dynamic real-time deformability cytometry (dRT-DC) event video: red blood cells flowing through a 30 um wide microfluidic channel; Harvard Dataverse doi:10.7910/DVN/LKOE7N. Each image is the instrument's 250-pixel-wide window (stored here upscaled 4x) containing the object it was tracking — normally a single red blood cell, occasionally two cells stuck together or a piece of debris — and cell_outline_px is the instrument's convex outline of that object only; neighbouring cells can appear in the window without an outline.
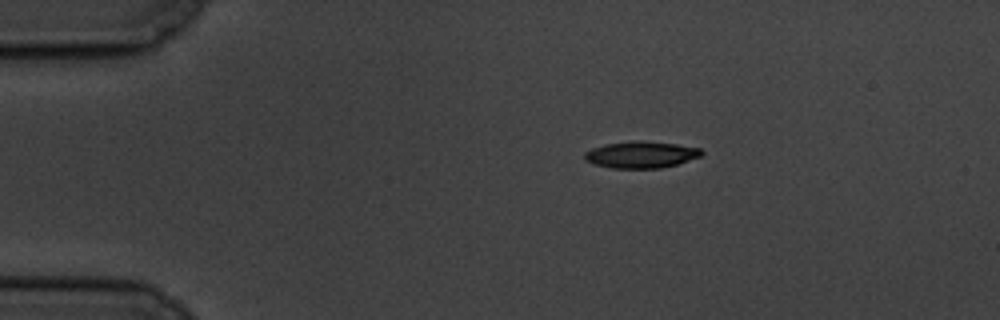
{"species": "common noctule bat (a hibernating species)", "species_latin": "Nyctalus noctula", "temperature_condition": "cold", "stored_images_in_passage": 48, "camera_frame_rate_fps": 3000, "um_per_image_px": 0.085, "animal": {"sex": "male", "body_mass_g": 19.5, "forearm_length_mm": 54.6}, "frame": {"image": 1, "passage_image": 1, "time_ms": 0.0, "image_size_px": [1000, 320], "cell_outline_px": [[704, 152], [700, 156], [676, 164], [660, 168], [612, 168], [596, 164], [584, 160], [584, 152], [592, 148], [604, 144], [632, 140], [640, 140], [676, 144], [700, 148]], "centroid_in_image_um": [54.46, 13.13], "position_along_channel_um": 30.5, "area_um2": 18.15}}
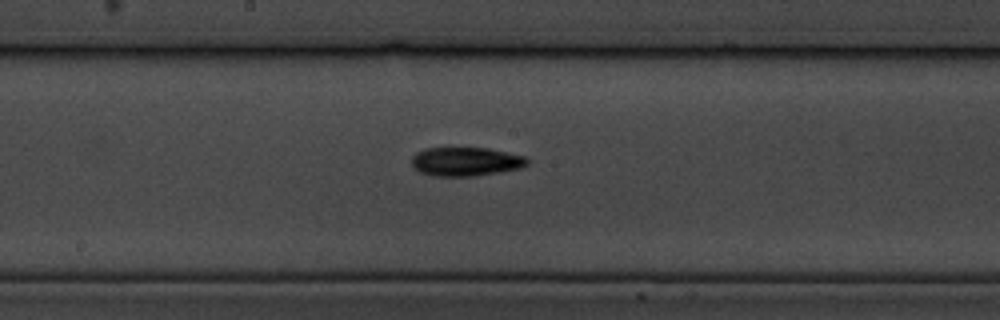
{"frame": {"image": 2, "passage_image": 21, "time_ms": 6.667, "image_size_px": [1000, 320], "cell_outline_px": [[528, 164], [520, 168], [472, 176], [432, 176], [420, 172], [412, 164], [412, 156], [416, 152], [424, 148], [488, 148], [524, 156], [528, 160]], "centroid_in_image_um": [39.55, 13.73], "position_along_channel_um": 208.6, "area_um2": 19.25}}
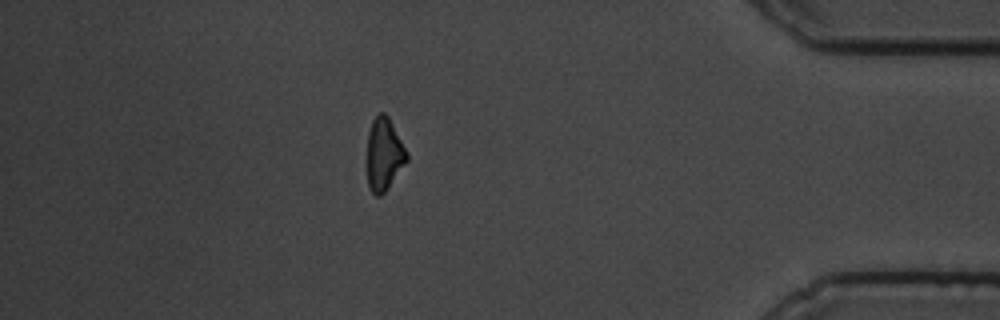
{"frame": {"image": 3, "passage_image": 41, "time_ms": 13.333, "image_size_px": [1000, 320], "cell_outline_px": [[408, 160], [384, 192], [380, 196], [376, 196], [368, 188], [368, 132], [372, 120], [380, 112], [384, 112], [388, 116], [408, 152]], "centroid_in_image_um": [32.65, 13.1], "position_along_channel_um": 402.5, "area_um2": 16.65}, "authors_computed_cell_mechanics": {"area_um2": 18.2359, "velocity_mm_per_s": 3.4838, "shape_relaxation_time_tau1_ms": 2.7334, "shape_relaxation_time_tau2_ms": null, "deformation_change_tau1": 0.1098, "deformation_change_tau2": null}}